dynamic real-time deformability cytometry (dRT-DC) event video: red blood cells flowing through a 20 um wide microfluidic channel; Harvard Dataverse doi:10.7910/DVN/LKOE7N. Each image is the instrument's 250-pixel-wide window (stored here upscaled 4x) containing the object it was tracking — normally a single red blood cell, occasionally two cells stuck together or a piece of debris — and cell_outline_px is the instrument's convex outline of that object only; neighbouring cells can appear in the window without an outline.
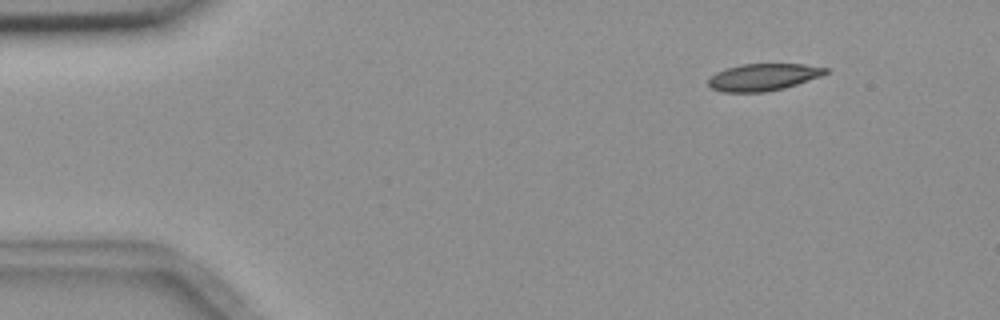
{"species": "common noctule bat (a hibernating species)", "species_latin": "Nyctalus noctula", "temperature_condition": "room temperature", "stored_images_in_passage": 5, "segment_of_instrument_passage": [2, 2], "camera_frame_rate_fps": 3000, "um_per_image_px": 0.085, "animal": {"sex": "female", "body_mass_g": 18.4}, "frame": {"image": 1, "passage_image": 5, "time_ms": 5.333, "image_size_px": [1000, 320], "cell_outline_px": [[828, 72], [820, 76], [784, 88], [764, 92], [720, 92], [712, 88], [708, 84], [708, 80], [716, 72], [724, 68], [744, 64], [804, 64], [828, 68]], "centroid_in_image_um": [64.85, 6.55], "position_along_channel_um": 20.2, "area_um2": 18.38}}